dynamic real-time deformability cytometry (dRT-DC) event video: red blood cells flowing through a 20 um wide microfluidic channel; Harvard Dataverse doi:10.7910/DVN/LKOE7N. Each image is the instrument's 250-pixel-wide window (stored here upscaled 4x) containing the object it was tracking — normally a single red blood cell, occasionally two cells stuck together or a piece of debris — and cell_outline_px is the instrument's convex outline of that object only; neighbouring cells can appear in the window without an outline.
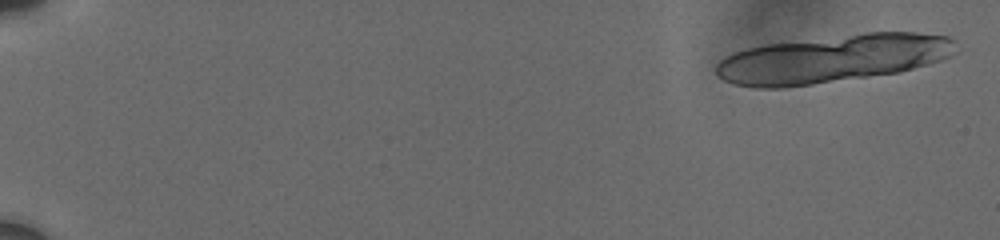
{"species": "human", "species_latin": "Homo sapiens", "temperature_condition": "cold", "stored_images_in_passage": 10, "camera_frame_rate_fps": 3000, "um_per_image_px": 0.085, "donor": {"sex": "male"}, "frame": {"image": 1, "passage_image": 1, "time_ms": 0.0, "image_size_px": [1000, 240], "cell_outline_px": [[952, 40], [948, 56], [940, 60], [928, 64], [900, 72], [784, 88], [756, 88], [732, 84], [716, 76], [716, 64], [724, 56], [732, 52], [764, 44], [864, 32], [916, 32], [948, 36]], "centroid_in_image_um": [70.65, 5.0], "position_along_channel_um": 14.4, "area_um2": 66.76}}
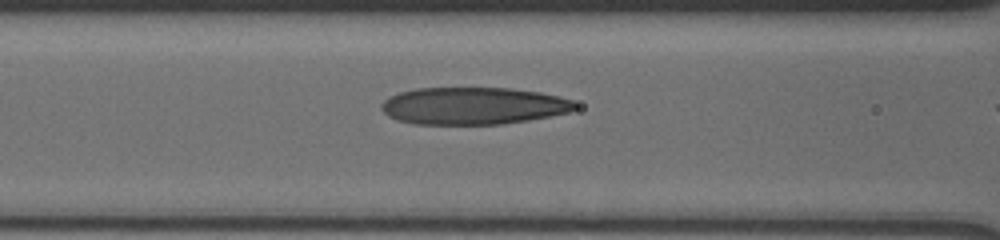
{"frame": {"image": 2, "passage_image": 9, "time_ms": 7.333, "image_size_px": [1000, 240], "cell_outline_px": [[576, 108], [568, 112], [528, 120], [504, 124], [416, 124], [396, 120], [388, 116], [380, 108], [380, 104], [388, 96], [400, 92], [416, 88], [512, 88], [540, 92], [560, 96], [572, 100], [576, 104]], "centroid_in_image_um": [40.19, 8.99], "position_along_channel_um": 126.4, "area_um2": 42.19}}